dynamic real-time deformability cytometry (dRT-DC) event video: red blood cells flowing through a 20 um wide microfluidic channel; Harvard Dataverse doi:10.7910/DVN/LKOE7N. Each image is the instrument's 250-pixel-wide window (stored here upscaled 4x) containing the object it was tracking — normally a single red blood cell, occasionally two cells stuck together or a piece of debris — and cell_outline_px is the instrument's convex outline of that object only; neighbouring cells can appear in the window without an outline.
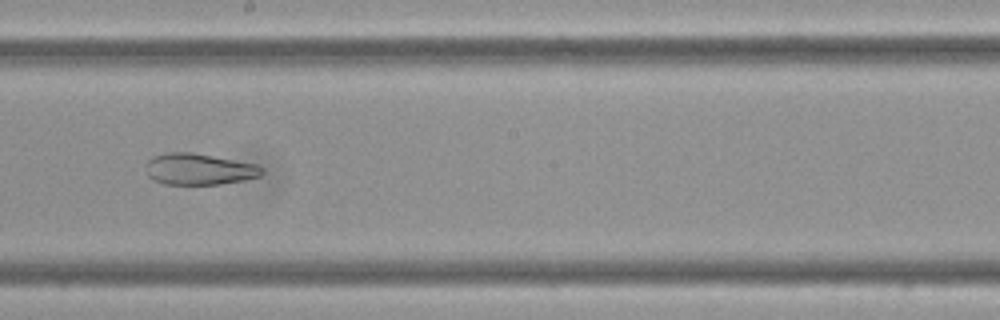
{"species": "Egyptian fruit bat (a non-hibernating species)", "species_latin": "Rousettus aegyptiacus", "temperature_condition": "cold", "stored_images_in_passage": 42, "camera_frame_rate_fps": 3000, "um_per_image_px": 0.085, "frame": {"image": 1, "passage_image": 24, "time_ms": 7.667, "image_size_px": [1000, 320], "cell_outline_px": [[264, 172], [260, 176], [244, 180], [220, 184], [164, 184], [152, 180], [148, 176], [148, 160], [152, 156], [168, 152], [192, 152], [256, 164], [264, 168]], "centroid_in_image_um": [16.93, 14.38], "position_along_channel_um": 231.3, "area_um2": 21.15}, "authors_computed_cell_mechanics": {"area_um2": 26.3857, "velocity_mm_per_s": 3.4094, "shape_relaxation_time_tau1_ms": null, "shape_relaxation_time_tau2_ms": 2.902, "deformation_change_tau1": null, "deformation_change_tau2": 0.1098}}